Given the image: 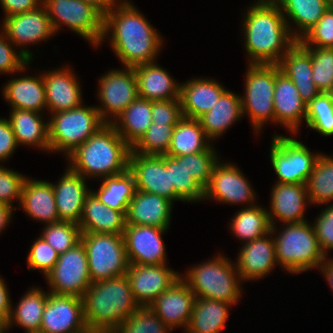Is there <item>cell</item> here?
<instances>
[{"label":"cell","instance_id":"6da1fadb","mask_svg":"<svg viewBox=\"0 0 333 333\" xmlns=\"http://www.w3.org/2000/svg\"><path fill=\"white\" fill-rule=\"evenodd\" d=\"M284 16L274 0H259L249 9L244 28L245 47L253 58L251 64L278 65L286 52L300 40L297 33L290 32ZM282 47L286 49L284 52Z\"/></svg>","mask_w":333,"mask_h":333},{"label":"cell","instance_id":"7a4b0ae2","mask_svg":"<svg viewBox=\"0 0 333 333\" xmlns=\"http://www.w3.org/2000/svg\"><path fill=\"white\" fill-rule=\"evenodd\" d=\"M116 9L104 15L103 38L112 29V47L126 67L154 62L162 44L157 32L131 3Z\"/></svg>","mask_w":333,"mask_h":333},{"label":"cell","instance_id":"3957f363","mask_svg":"<svg viewBox=\"0 0 333 333\" xmlns=\"http://www.w3.org/2000/svg\"><path fill=\"white\" fill-rule=\"evenodd\" d=\"M86 327L112 333L140 307L126 275L91 283L83 297Z\"/></svg>","mask_w":333,"mask_h":333},{"label":"cell","instance_id":"277c9868","mask_svg":"<svg viewBox=\"0 0 333 333\" xmlns=\"http://www.w3.org/2000/svg\"><path fill=\"white\" fill-rule=\"evenodd\" d=\"M130 151L114 125L106 123L68 155L70 168L83 177L117 176L128 170Z\"/></svg>","mask_w":333,"mask_h":333},{"label":"cell","instance_id":"5b68a950","mask_svg":"<svg viewBox=\"0 0 333 333\" xmlns=\"http://www.w3.org/2000/svg\"><path fill=\"white\" fill-rule=\"evenodd\" d=\"M274 239L276 262L289 272L299 273L325 261L313 226L307 222L291 223Z\"/></svg>","mask_w":333,"mask_h":333},{"label":"cell","instance_id":"8992f818","mask_svg":"<svg viewBox=\"0 0 333 333\" xmlns=\"http://www.w3.org/2000/svg\"><path fill=\"white\" fill-rule=\"evenodd\" d=\"M91 282L126 275L129 262L123 235L82 232Z\"/></svg>","mask_w":333,"mask_h":333},{"label":"cell","instance_id":"52a82bcc","mask_svg":"<svg viewBox=\"0 0 333 333\" xmlns=\"http://www.w3.org/2000/svg\"><path fill=\"white\" fill-rule=\"evenodd\" d=\"M48 123L50 150L69 155L106 123L94 107H78L54 113Z\"/></svg>","mask_w":333,"mask_h":333},{"label":"cell","instance_id":"ba28073f","mask_svg":"<svg viewBox=\"0 0 333 333\" xmlns=\"http://www.w3.org/2000/svg\"><path fill=\"white\" fill-rule=\"evenodd\" d=\"M235 267L223 256L193 267L184 281L196 298L236 304L239 298V281L235 278ZM237 279V280H236Z\"/></svg>","mask_w":333,"mask_h":333},{"label":"cell","instance_id":"9c48e42d","mask_svg":"<svg viewBox=\"0 0 333 333\" xmlns=\"http://www.w3.org/2000/svg\"><path fill=\"white\" fill-rule=\"evenodd\" d=\"M54 31L64 23L93 44L103 39L104 15L84 0H43Z\"/></svg>","mask_w":333,"mask_h":333},{"label":"cell","instance_id":"30bf717a","mask_svg":"<svg viewBox=\"0 0 333 333\" xmlns=\"http://www.w3.org/2000/svg\"><path fill=\"white\" fill-rule=\"evenodd\" d=\"M246 93L241 98L242 113L246 111L258 130L271 119L275 121V64H251L246 76Z\"/></svg>","mask_w":333,"mask_h":333},{"label":"cell","instance_id":"8fae6325","mask_svg":"<svg viewBox=\"0 0 333 333\" xmlns=\"http://www.w3.org/2000/svg\"><path fill=\"white\" fill-rule=\"evenodd\" d=\"M273 168L280 179L277 183L307 184L320 156L313 155L304 144L283 136H275L270 151Z\"/></svg>","mask_w":333,"mask_h":333},{"label":"cell","instance_id":"7c38bea8","mask_svg":"<svg viewBox=\"0 0 333 333\" xmlns=\"http://www.w3.org/2000/svg\"><path fill=\"white\" fill-rule=\"evenodd\" d=\"M46 278L53 289L50 293L82 298L92 283L82 242L60 254Z\"/></svg>","mask_w":333,"mask_h":333},{"label":"cell","instance_id":"4fadbf2b","mask_svg":"<svg viewBox=\"0 0 333 333\" xmlns=\"http://www.w3.org/2000/svg\"><path fill=\"white\" fill-rule=\"evenodd\" d=\"M86 327L83 299L49 293L43 310L40 332L77 333Z\"/></svg>","mask_w":333,"mask_h":333},{"label":"cell","instance_id":"5bb4252c","mask_svg":"<svg viewBox=\"0 0 333 333\" xmlns=\"http://www.w3.org/2000/svg\"><path fill=\"white\" fill-rule=\"evenodd\" d=\"M128 170L134 176L136 190L162 196L171 202L175 200L170 167H166L161 156L140 155L130 151Z\"/></svg>","mask_w":333,"mask_h":333},{"label":"cell","instance_id":"9a60e30c","mask_svg":"<svg viewBox=\"0 0 333 333\" xmlns=\"http://www.w3.org/2000/svg\"><path fill=\"white\" fill-rule=\"evenodd\" d=\"M126 276L133 297L140 307H149L159 294L169 289L181 277L165 267V264H129Z\"/></svg>","mask_w":333,"mask_h":333},{"label":"cell","instance_id":"2e32d148","mask_svg":"<svg viewBox=\"0 0 333 333\" xmlns=\"http://www.w3.org/2000/svg\"><path fill=\"white\" fill-rule=\"evenodd\" d=\"M125 69V71L113 70L100 79L99 97L106 109H96L105 123H109L106 113L111 112L113 118L119 117L138 97L135 70L132 67H125Z\"/></svg>","mask_w":333,"mask_h":333},{"label":"cell","instance_id":"e0dca14e","mask_svg":"<svg viewBox=\"0 0 333 333\" xmlns=\"http://www.w3.org/2000/svg\"><path fill=\"white\" fill-rule=\"evenodd\" d=\"M166 229L147 225H126L124 241L129 264H165V246L161 234Z\"/></svg>","mask_w":333,"mask_h":333},{"label":"cell","instance_id":"ac0fdd59","mask_svg":"<svg viewBox=\"0 0 333 333\" xmlns=\"http://www.w3.org/2000/svg\"><path fill=\"white\" fill-rule=\"evenodd\" d=\"M195 300V294L180 277L169 289L159 294L149 307L171 331L177 325L188 328Z\"/></svg>","mask_w":333,"mask_h":333},{"label":"cell","instance_id":"d6986e66","mask_svg":"<svg viewBox=\"0 0 333 333\" xmlns=\"http://www.w3.org/2000/svg\"><path fill=\"white\" fill-rule=\"evenodd\" d=\"M25 13L6 17L3 24L4 35L16 45L41 41L55 31L45 5ZM45 8V9H44Z\"/></svg>","mask_w":333,"mask_h":333},{"label":"cell","instance_id":"ffe728a7","mask_svg":"<svg viewBox=\"0 0 333 333\" xmlns=\"http://www.w3.org/2000/svg\"><path fill=\"white\" fill-rule=\"evenodd\" d=\"M219 164L218 161L213 168L210 183L204 189V198L213 197L234 204L254 200L253 190L240 170L230 164Z\"/></svg>","mask_w":333,"mask_h":333},{"label":"cell","instance_id":"44dd1931","mask_svg":"<svg viewBox=\"0 0 333 333\" xmlns=\"http://www.w3.org/2000/svg\"><path fill=\"white\" fill-rule=\"evenodd\" d=\"M306 104L297 87L275 64L274 113L275 122H280L295 132L302 117L306 119ZM303 115V116H302Z\"/></svg>","mask_w":333,"mask_h":333},{"label":"cell","instance_id":"7402d4cb","mask_svg":"<svg viewBox=\"0 0 333 333\" xmlns=\"http://www.w3.org/2000/svg\"><path fill=\"white\" fill-rule=\"evenodd\" d=\"M85 178L69 168L57 185H53L59 221L79 224L87 190Z\"/></svg>","mask_w":333,"mask_h":333},{"label":"cell","instance_id":"603a6c76","mask_svg":"<svg viewBox=\"0 0 333 333\" xmlns=\"http://www.w3.org/2000/svg\"><path fill=\"white\" fill-rule=\"evenodd\" d=\"M172 202L162 196L135 190L126 210V225L168 229Z\"/></svg>","mask_w":333,"mask_h":333},{"label":"cell","instance_id":"cb8c5ba5","mask_svg":"<svg viewBox=\"0 0 333 333\" xmlns=\"http://www.w3.org/2000/svg\"><path fill=\"white\" fill-rule=\"evenodd\" d=\"M278 65L297 87L306 105L320 93L312 79L311 54L298 41L286 52Z\"/></svg>","mask_w":333,"mask_h":333},{"label":"cell","instance_id":"d4e9b609","mask_svg":"<svg viewBox=\"0 0 333 333\" xmlns=\"http://www.w3.org/2000/svg\"><path fill=\"white\" fill-rule=\"evenodd\" d=\"M126 212L107 207L91 191L83 205L79 227L82 232L123 235Z\"/></svg>","mask_w":333,"mask_h":333},{"label":"cell","instance_id":"484cf974","mask_svg":"<svg viewBox=\"0 0 333 333\" xmlns=\"http://www.w3.org/2000/svg\"><path fill=\"white\" fill-rule=\"evenodd\" d=\"M46 107L51 113L81 106V91L74 74L67 69L43 74Z\"/></svg>","mask_w":333,"mask_h":333},{"label":"cell","instance_id":"4316f807","mask_svg":"<svg viewBox=\"0 0 333 333\" xmlns=\"http://www.w3.org/2000/svg\"><path fill=\"white\" fill-rule=\"evenodd\" d=\"M275 241L262 236L243 246L235 272L240 279H258L269 273L276 263Z\"/></svg>","mask_w":333,"mask_h":333},{"label":"cell","instance_id":"83f0119b","mask_svg":"<svg viewBox=\"0 0 333 333\" xmlns=\"http://www.w3.org/2000/svg\"><path fill=\"white\" fill-rule=\"evenodd\" d=\"M223 86L208 79H193L180 85V101L183 117L198 119L218 103Z\"/></svg>","mask_w":333,"mask_h":333},{"label":"cell","instance_id":"f1b7e54d","mask_svg":"<svg viewBox=\"0 0 333 333\" xmlns=\"http://www.w3.org/2000/svg\"><path fill=\"white\" fill-rule=\"evenodd\" d=\"M138 97L150 101L180 99V86L154 62L134 67Z\"/></svg>","mask_w":333,"mask_h":333},{"label":"cell","instance_id":"f546056e","mask_svg":"<svg viewBox=\"0 0 333 333\" xmlns=\"http://www.w3.org/2000/svg\"><path fill=\"white\" fill-rule=\"evenodd\" d=\"M20 204L27 214L47 225L60 222L51 183L25 179Z\"/></svg>","mask_w":333,"mask_h":333},{"label":"cell","instance_id":"4dcf8cb0","mask_svg":"<svg viewBox=\"0 0 333 333\" xmlns=\"http://www.w3.org/2000/svg\"><path fill=\"white\" fill-rule=\"evenodd\" d=\"M306 195L305 184L277 183L271 195L273 215L287 224L305 222L303 212Z\"/></svg>","mask_w":333,"mask_h":333},{"label":"cell","instance_id":"1f68e13d","mask_svg":"<svg viewBox=\"0 0 333 333\" xmlns=\"http://www.w3.org/2000/svg\"><path fill=\"white\" fill-rule=\"evenodd\" d=\"M41 76L15 78L8 82L3 92L13 109L39 113L46 107L45 85Z\"/></svg>","mask_w":333,"mask_h":333},{"label":"cell","instance_id":"d6a6232c","mask_svg":"<svg viewBox=\"0 0 333 333\" xmlns=\"http://www.w3.org/2000/svg\"><path fill=\"white\" fill-rule=\"evenodd\" d=\"M241 97L225 90L218 103L198 118L205 135L208 138L220 136L233 122L242 116Z\"/></svg>","mask_w":333,"mask_h":333},{"label":"cell","instance_id":"836d02e7","mask_svg":"<svg viewBox=\"0 0 333 333\" xmlns=\"http://www.w3.org/2000/svg\"><path fill=\"white\" fill-rule=\"evenodd\" d=\"M118 119L121 121V126L112 121L109 123L114 125L117 133L132 148L152 123V101L137 97Z\"/></svg>","mask_w":333,"mask_h":333},{"label":"cell","instance_id":"e575fe53","mask_svg":"<svg viewBox=\"0 0 333 333\" xmlns=\"http://www.w3.org/2000/svg\"><path fill=\"white\" fill-rule=\"evenodd\" d=\"M12 130L17 145L32 144L50 150L48 122L44 124L39 113L28 110L12 109L10 113Z\"/></svg>","mask_w":333,"mask_h":333},{"label":"cell","instance_id":"d590c367","mask_svg":"<svg viewBox=\"0 0 333 333\" xmlns=\"http://www.w3.org/2000/svg\"><path fill=\"white\" fill-rule=\"evenodd\" d=\"M230 303L196 298L188 328L189 333H219L224 328Z\"/></svg>","mask_w":333,"mask_h":333},{"label":"cell","instance_id":"8d00e7d4","mask_svg":"<svg viewBox=\"0 0 333 333\" xmlns=\"http://www.w3.org/2000/svg\"><path fill=\"white\" fill-rule=\"evenodd\" d=\"M205 137L198 119L183 117L174 128L166 155L177 157L205 151L209 147L205 144Z\"/></svg>","mask_w":333,"mask_h":333},{"label":"cell","instance_id":"74e56055","mask_svg":"<svg viewBox=\"0 0 333 333\" xmlns=\"http://www.w3.org/2000/svg\"><path fill=\"white\" fill-rule=\"evenodd\" d=\"M271 215L265 209L253 205L235 215L231 228L240 239L246 240V243L251 242L275 232Z\"/></svg>","mask_w":333,"mask_h":333},{"label":"cell","instance_id":"f35d334b","mask_svg":"<svg viewBox=\"0 0 333 333\" xmlns=\"http://www.w3.org/2000/svg\"><path fill=\"white\" fill-rule=\"evenodd\" d=\"M135 190L134 176L127 170L117 176L104 177L98 193H92L107 207L126 212Z\"/></svg>","mask_w":333,"mask_h":333},{"label":"cell","instance_id":"ab89813d","mask_svg":"<svg viewBox=\"0 0 333 333\" xmlns=\"http://www.w3.org/2000/svg\"><path fill=\"white\" fill-rule=\"evenodd\" d=\"M49 293L39 289H31L20 301L15 312H11L7 328L15 321L18 325L28 330L26 333L39 332L41 327L44 307ZM14 319V320H13Z\"/></svg>","mask_w":333,"mask_h":333},{"label":"cell","instance_id":"60d3db41","mask_svg":"<svg viewBox=\"0 0 333 333\" xmlns=\"http://www.w3.org/2000/svg\"><path fill=\"white\" fill-rule=\"evenodd\" d=\"M304 35L313 28L330 7L329 0H274Z\"/></svg>","mask_w":333,"mask_h":333},{"label":"cell","instance_id":"b9f144b4","mask_svg":"<svg viewBox=\"0 0 333 333\" xmlns=\"http://www.w3.org/2000/svg\"><path fill=\"white\" fill-rule=\"evenodd\" d=\"M170 167L171 185H174L175 199L182 201H195L204 198V189L188 173L186 169V155L170 157L160 155Z\"/></svg>","mask_w":333,"mask_h":333},{"label":"cell","instance_id":"7bdbcfd3","mask_svg":"<svg viewBox=\"0 0 333 333\" xmlns=\"http://www.w3.org/2000/svg\"><path fill=\"white\" fill-rule=\"evenodd\" d=\"M306 187L310 202L326 203L333 199V158L320 154Z\"/></svg>","mask_w":333,"mask_h":333},{"label":"cell","instance_id":"ee69618b","mask_svg":"<svg viewBox=\"0 0 333 333\" xmlns=\"http://www.w3.org/2000/svg\"><path fill=\"white\" fill-rule=\"evenodd\" d=\"M307 125L324 136L333 135V93L320 92L306 106Z\"/></svg>","mask_w":333,"mask_h":333},{"label":"cell","instance_id":"f6af8a7d","mask_svg":"<svg viewBox=\"0 0 333 333\" xmlns=\"http://www.w3.org/2000/svg\"><path fill=\"white\" fill-rule=\"evenodd\" d=\"M175 126L152 122L131 151L140 155H166Z\"/></svg>","mask_w":333,"mask_h":333},{"label":"cell","instance_id":"bcb514c9","mask_svg":"<svg viewBox=\"0 0 333 333\" xmlns=\"http://www.w3.org/2000/svg\"><path fill=\"white\" fill-rule=\"evenodd\" d=\"M312 58V79L318 90L324 93H333V48H311L302 45Z\"/></svg>","mask_w":333,"mask_h":333},{"label":"cell","instance_id":"7dc6e473","mask_svg":"<svg viewBox=\"0 0 333 333\" xmlns=\"http://www.w3.org/2000/svg\"><path fill=\"white\" fill-rule=\"evenodd\" d=\"M81 235L78 224L60 221L49 224L41 237L60 255L79 244Z\"/></svg>","mask_w":333,"mask_h":333},{"label":"cell","instance_id":"c3c4849f","mask_svg":"<svg viewBox=\"0 0 333 333\" xmlns=\"http://www.w3.org/2000/svg\"><path fill=\"white\" fill-rule=\"evenodd\" d=\"M169 329L150 307H139L112 333H166Z\"/></svg>","mask_w":333,"mask_h":333},{"label":"cell","instance_id":"681fc988","mask_svg":"<svg viewBox=\"0 0 333 333\" xmlns=\"http://www.w3.org/2000/svg\"><path fill=\"white\" fill-rule=\"evenodd\" d=\"M216 157L211 146L200 153L186 155V169L203 189L210 183L213 168L218 162Z\"/></svg>","mask_w":333,"mask_h":333},{"label":"cell","instance_id":"f907efd6","mask_svg":"<svg viewBox=\"0 0 333 333\" xmlns=\"http://www.w3.org/2000/svg\"><path fill=\"white\" fill-rule=\"evenodd\" d=\"M301 45L310 42L321 48H333V8L329 7L317 24L305 35H300L298 41Z\"/></svg>","mask_w":333,"mask_h":333},{"label":"cell","instance_id":"816d5d0a","mask_svg":"<svg viewBox=\"0 0 333 333\" xmlns=\"http://www.w3.org/2000/svg\"><path fill=\"white\" fill-rule=\"evenodd\" d=\"M58 258L57 251L40 237L32 245L27 261L29 269H41L44 275L47 276L54 268Z\"/></svg>","mask_w":333,"mask_h":333},{"label":"cell","instance_id":"f5cc1de1","mask_svg":"<svg viewBox=\"0 0 333 333\" xmlns=\"http://www.w3.org/2000/svg\"><path fill=\"white\" fill-rule=\"evenodd\" d=\"M183 118L180 99L152 101V122L177 125Z\"/></svg>","mask_w":333,"mask_h":333},{"label":"cell","instance_id":"db71d44e","mask_svg":"<svg viewBox=\"0 0 333 333\" xmlns=\"http://www.w3.org/2000/svg\"><path fill=\"white\" fill-rule=\"evenodd\" d=\"M25 179L17 172L0 166V204L12 205L11 201L15 198L20 201Z\"/></svg>","mask_w":333,"mask_h":333},{"label":"cell","instance_id":"11a10c76","mask_svg":"<svg viewBox=\"0 0 333 333\" xmlns=\"http://www.w3.org/2000/svg\"><path fill=\"white\" fill-rule=\"evenodd\" d=\"M0 35V72H17L24 69V65L28 64L30 58H32L31 52L28 50H21L19 54H16L10 47L9 41L6 42Z\"/></svg>","mask_w":333,"mask_h":333},{"label":"cell","instance_id":"9f6ffc18","mask_svg":"<svg viewBox=\"0 0 333 333\" xmlns=\"http://www.w3.org/2000/svg\"><path fill=\"white\" fill-rule=\"evenodd\" d=\"M315 223V236L322 252L326 254V249L333 248V204L321 213Z\"/></svg>","mask_w":333,"mask_h":333},{"label":"cell","instance_id":"6f0895ef","mask_svg":"<svg viewBox=\"0 0 333 333\" xmlns=\"http://www.w3.org/2000/svg\"><path fill=\"white\" fill-rule=\"evenodd\" d=\"M18 146L9 120L0 119V161L7 159Z\"/></svg>","mask_w":333,"mask_h":333},{"label":"cell","instance_id":"680465c9","mask_svg":"<svg viewBox=\"0 0 333 333\" xmlns=\"http://www.w3.org/2000/svg\"><path fill=\"white\" fill-rule=\"evenodd\" d=\"M38 1H40V4H43L41 3L43 0H0L6 12V17L33 10L38 7Z\"/></svg>","mask_w":333,"mask_h":333},{"label":"cell","instance_id":"91938a15","mask_svg":"<svg viewBox=\"0 0 333 333\" xmlns=\"http://www.w3.org/2000/svg\"><path fill=\"white\" fill-rule=\"evenodd\" d=\"M11 304L8 291L3 280L0 278V321L8 323L11 315Z\"/></svg>","mask_w":333,"mask_h":333},{"label":"cell","instance_id":"94428289","mask_svg":"<svg viewBox=\"0 0 333 333\" xmlns=\"http://www.w3.org/2000/svg\"><path fill=\"white\" fill-rule=\"evenodd\" d=\"M87 3L92 4L96 9H98L103 15L108 13L113 5L115 0H84Z\"/></svg>","mask_w":333,"mask_h":333},{"label":"cell","instance_id":"6125c7cd","mask_svg":"<svg viewBox=\"0 0 333 333\" xmlns=\"http://www.w3.org/2000/svg\"><path fill=\"white\" fill-rule=\"evenodd\" d=\"M13 205L0 204V231L7 225L12 214Z\"/></svg>","mask_w":333,"mask_h":333},{"label":"cell","instance_id":"be15d7a7","mask_svg":"<svg viewBox=\"0 0 333 333\" xmlns=\"http://www.w3.org/2000/svg\"><path fill=\"white\" fill-rule=\"evenodd\" d=\"M320 267L322 272L325 273L327 280L329 281L331 288L333 289V260L325 263L323 262Z\"/></svg>","mask_w":333,"mask_h":333},{"label":"cell","instance_id":"e7e4bbea","mask_svg":"<svg viewBox=\"0 0 333 333\" xmlns=\"http://www.w3.org/2000/svg\"><path fill=\"white\" fill-rule=\"evenodd\" d=\"M77 333H99V332L92 330L90 328H85L84 330L77 332Z\"/></svg>","mask_w":333,"mask_h":333},{"label":"cell","instance_id":"03108f58","mask_svg":"<svg viewBox=\"0 0 333 333\" xmlns=\"http://www.w3.org/2000/svg\"><path fill=\"white\" fill-rule=\"evenodd\" d=\"M7 329V324H5L4 322L0 321V333H3L4 330Z\"/></svg>","mask_w":333,"mask_h":333},{"label":"cell","instance_id":"003e7915","mask_svg":"<svg viewBox=\"0 0 333 333\" xmlns=\"http://www.w3.org/2000/svg\"><path fill=\"white\" fill-rule=\"evenodd\" d=\"M329 5L333 8V0H329Z\"/></svg>","mask_w":333,"mask_h":333}]
</instances>
